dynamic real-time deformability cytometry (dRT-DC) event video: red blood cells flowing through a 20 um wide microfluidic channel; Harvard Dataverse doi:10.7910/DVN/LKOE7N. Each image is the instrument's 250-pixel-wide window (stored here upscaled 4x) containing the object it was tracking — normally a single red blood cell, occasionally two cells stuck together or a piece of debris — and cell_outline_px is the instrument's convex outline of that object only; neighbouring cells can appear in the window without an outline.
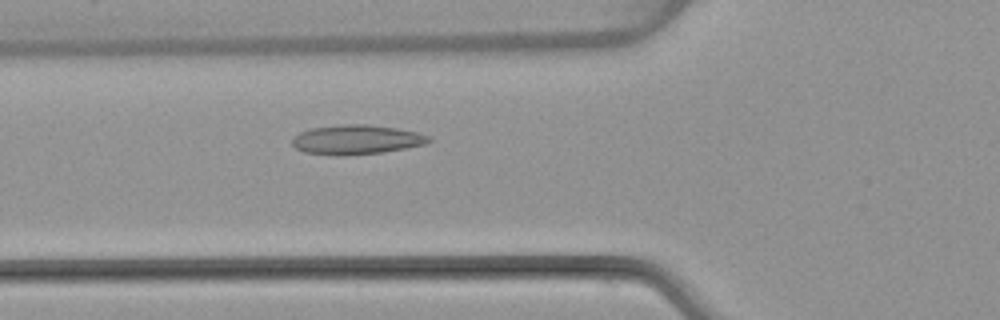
{"species": "common noctule bat (a hibernating species)", "species_latin": "Nyctalus noctula", "temperature_condition": "warm", "stored_images_in_passage": 5, "camera_frame_rate_fps": 3000, "um_per_image_px": 0.085, "animal": {"sex": "female", "body_mass_g": 22.7, "forearm_length_mm": 54.2}, "frame": {"image": 1, "passage_image": 5, "time_ms": 5.667, "image_size_px": [1000, 320], "cell_outline_px": [[432, 140], [424, 144], [404, 148], [380, 152], [344, 156], [340, 156], [304, 152], [296, 148], [292, 144], [292, 140], [300, 132], [312, 128], [340, 124], [368, 124], [396, 128], [420, 132], [428, 136]], "centroid_in_image_um": [30.29, 11.86], "position_along_channel_um": 95.5, "area_um2": 23.35}}